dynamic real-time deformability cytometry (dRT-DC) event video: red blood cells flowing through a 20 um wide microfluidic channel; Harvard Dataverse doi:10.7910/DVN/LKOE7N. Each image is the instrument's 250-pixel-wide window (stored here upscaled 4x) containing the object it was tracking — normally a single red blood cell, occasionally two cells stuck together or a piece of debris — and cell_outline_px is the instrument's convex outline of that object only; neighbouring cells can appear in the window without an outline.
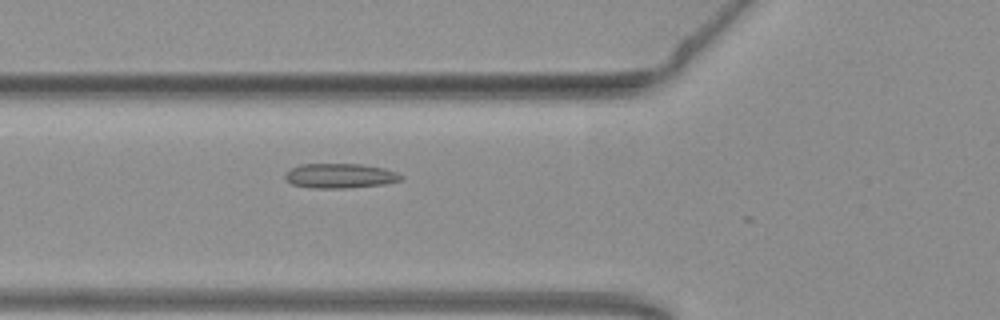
{"species": "common noctule bat (a hibernating species)", "species_latin": "Nyctalus noctula", "temperature_condition": "warm", "stored_images_in_passage": 22, "camera_frame_rate_fps": 3000, "um_per_image_px": 0.085, "animal": {"sex": "female", "body_mass_g": 19.3, "forearm_length_mm": 54.1}, "frame": {"image": 1, "passage_image": 21, "time_ms": 6.667, "image_size_px": [1000, 320], "cell_outline_px": [[404, 180], [384, 184], [348, 188], [312, 188], [292, 184], [284, 176], [292, 168], [300, 164], [360, 164], [384, 168], [396, 172], [404, 176]], "centroid_in_image_um": [28.96, 14.95], "position_along_channel_um": 96.8, "area_um2": 16.65}}